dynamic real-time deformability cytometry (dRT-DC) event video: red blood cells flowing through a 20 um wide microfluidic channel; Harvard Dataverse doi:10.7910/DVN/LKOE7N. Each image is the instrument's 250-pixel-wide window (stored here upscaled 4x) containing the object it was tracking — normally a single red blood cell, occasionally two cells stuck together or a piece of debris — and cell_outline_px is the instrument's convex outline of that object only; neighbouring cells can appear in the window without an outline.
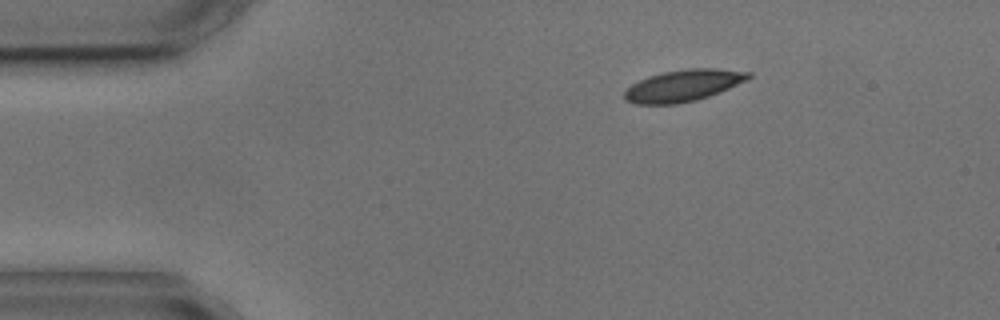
{"species": "common noctule bat (a hibernating species)", "species_latin": "Nyctalus noctula", "temperature_condition": "cold", "stored_images_in_passage": 7, "camera_frame_rate_fps": 3000, "um_per_image_px": 0.085, "animal": {"sex": "male", "body_mass_g": 17.9, "forearm_length_mm": 54.2}, "frame": {"image": 1, "passage_image": 1, "time_ms": 0.0, "image_size_px": [1000, 320], "cell_outline_px": [[752, 76], [748, 80], [720, 92], [696, 100], [676, 104], [636, 104], [624, 100], [624, 92], [632, 84], [648, 76], [664, 72], [688, 68], [720, 68], [752, 72]], "centroid_in_image_um": [58.11, 7.26], "position_along_channel_um": 26.9, "area_um2": 23.0}}
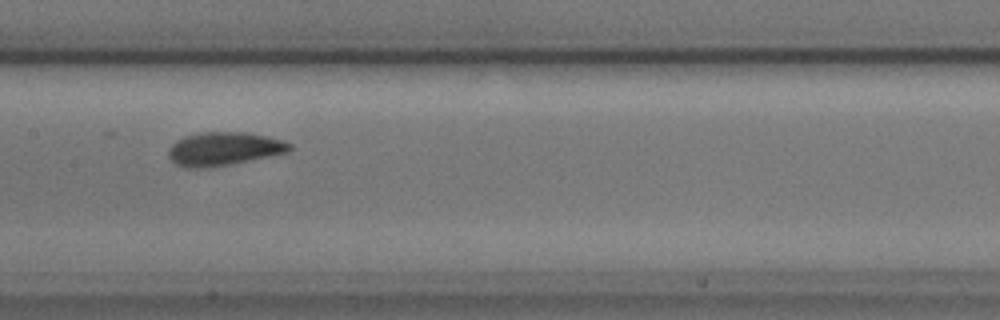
{"frame": {"image": 2, "passage_image": 6, "time_ms": 6.0, "image_size_px": [1000, 320], "cell_outline_px": [[292, 148], [288, 152], [208, 168], [184, 168], [176, 164], [168, 156], [168, 148], [176, 140], [184, 136], [200, 132], [244, 132], [268, 136], [284, 140], [292, 144]], "centroid_in_image_um": [19.0, 12.64], "position_along_channel_um": 188.4, "area_um2": 23.64}}
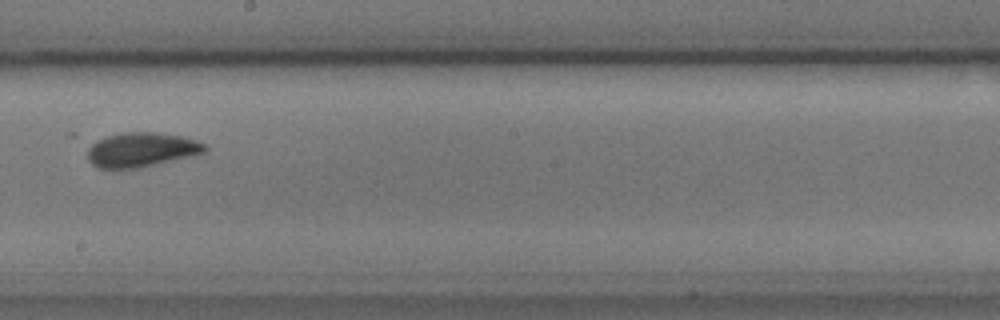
{"frame": {"image": 3, "passage_image": 7, "time_ms": 7.333, "image_size_px": [1000, 320], "cell_outline_px": [[208, 148], [204, 152], [136, 168], [96, 168], [64, 136], [68, 132], [156, 132], [180, 136], [196, 140], [204, 144]], "centroid_in_image_um": [11.25, 12.59], "position_along_channel_um": 236.9, "area_um2": 27.22}}